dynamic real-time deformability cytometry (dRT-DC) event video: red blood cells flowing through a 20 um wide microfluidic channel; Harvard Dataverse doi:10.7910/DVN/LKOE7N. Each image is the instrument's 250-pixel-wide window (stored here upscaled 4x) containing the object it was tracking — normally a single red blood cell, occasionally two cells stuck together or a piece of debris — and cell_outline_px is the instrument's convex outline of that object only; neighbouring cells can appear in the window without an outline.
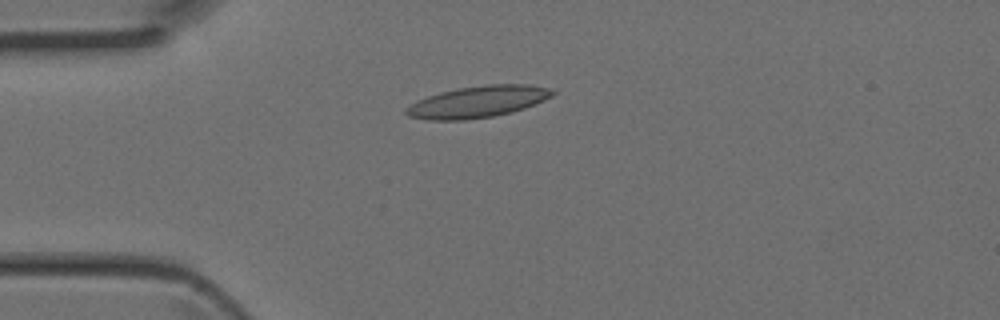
{"species": "Egyptian fruit bat (a non-hibernating species)", "species_latin": "Rousettus aegyptiacus", "temperature_condition": "room temperature", "stored_images_in_passage": 2, "camera_frame_rate_fps": 3000, "um_per_image_px": 0.085, "animal": {"sex": "female"}, "frame": {"image": 1, "passage_image": 1, "time_ms": 0.0, "image_size_px": [1000, 320], "cell_outline_px": [[556, 92], [552, 96], [544, 100], [524, 108], [512, 112], [492, 116], [464, 120], [428, 120], [408, 116], [404, 112], [404, 108], [428, 96], [440, 92], [460, 88], [488, 84], [528, 84], [548, 88]], "centroid_in_image_um": [40.61, 8.65], "position_along_channel_um": 44.4, "area_um2": 26.7}}